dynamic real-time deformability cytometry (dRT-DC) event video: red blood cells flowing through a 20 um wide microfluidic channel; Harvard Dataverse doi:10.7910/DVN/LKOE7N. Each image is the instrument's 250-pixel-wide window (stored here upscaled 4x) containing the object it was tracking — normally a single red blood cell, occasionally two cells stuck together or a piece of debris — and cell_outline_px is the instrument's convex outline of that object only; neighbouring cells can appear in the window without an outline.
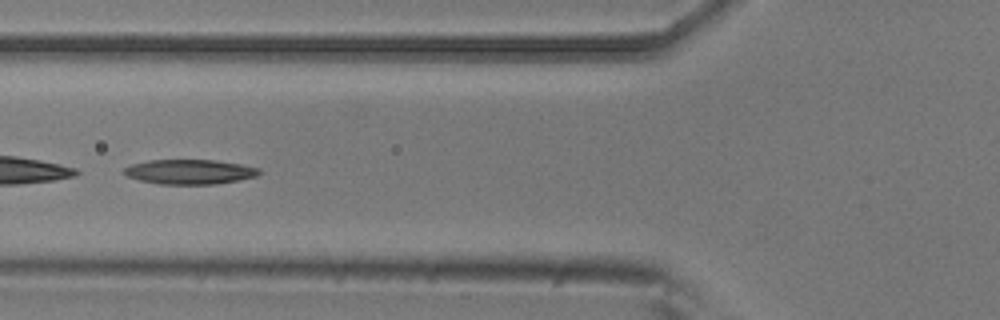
{"species": "common noctule bat (a hibernating species)", "species_latin": "Nyctalus noctula", "temperature_condition": "room temperature", "stored_images_in_passage": 8, "camera_frame_rate_fps": 3000, "um_per_image_px": 0.085, "animal": {"sex": "male", "body_mass_g": 20.5, "forearm_length_mm": 52.5}, "frame": {"image": 1, "passage_image": 5, "time_ms": 1.333, "image_size_px": [1000, 320], "cell_outline_px": [[260, 172], [256, 176], [216, 184], [160, 184], [140, 180], [128, 176], [124, 172], [124, 168], [132, 164], [148, 160], [216, 160], [240, 164], [260, 168]], "centroid_in_image_um": [16.12, 14.6], "position_along_channel_um": 109.7, "area_um2": 19.25}}
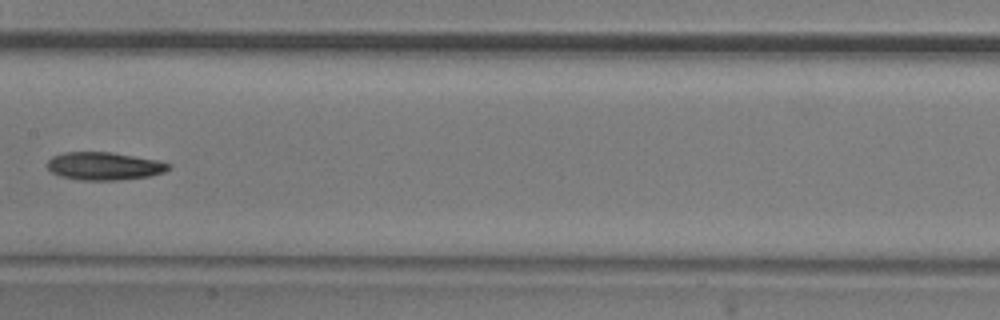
{"frame": {"image": 2, "passage_image": 7, "time_ms": 2.0, "image_size_px": [1000, 320], "cell_outline_px": [[172, 164], [164, 172], [148, 176], [116, 180], [80, 180], [60, 176], [52, 172], [48, 168], [48, 160], [52, 156], [64, 152], [112, 152], [160, 160]], "centroid_in_image_um": [8.86, 14.1], "position_along_channel_um": 198.5, "area_um2": 19.71}}
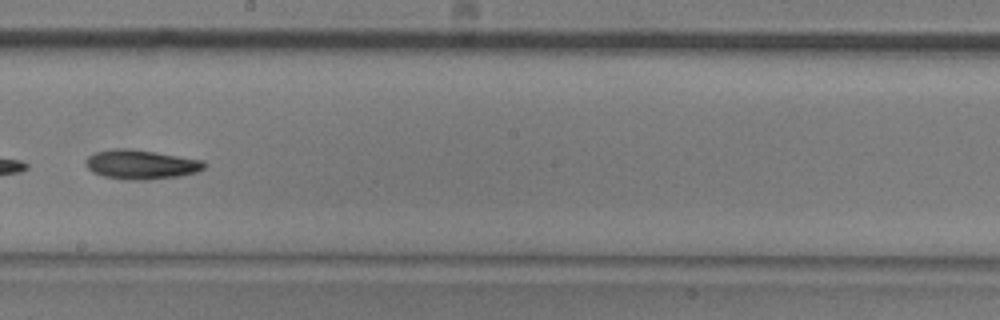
{"frame": {"image": 3, "passage_image": 8, "time_ms": 2.333, "image_size_px": [1000, 320], "cell_outline_px": [[208, 164], [204, 168], [196, 172], [180, 176], [144, 180], [128, 180], [104, 176], [92, 172], [84, 164], [84, 160], [88, 156], [96, 152], [116, 148], [132, 148], [204, 160]], "centroid_in_image_um": [11.99, 13.97], "position_along_channel_um": 236.2, "area_um2": 20.46}}